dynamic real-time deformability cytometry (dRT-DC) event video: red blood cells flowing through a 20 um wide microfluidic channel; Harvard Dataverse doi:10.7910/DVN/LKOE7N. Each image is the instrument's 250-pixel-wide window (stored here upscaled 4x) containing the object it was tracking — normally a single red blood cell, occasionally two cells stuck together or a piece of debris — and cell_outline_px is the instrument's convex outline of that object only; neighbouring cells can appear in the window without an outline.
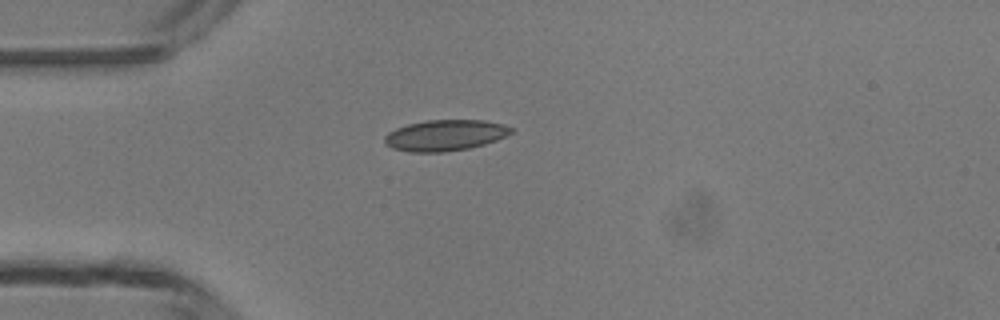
{"species": "common noctule bat (a hibernating species)", "species_latin": "Nyctalus noctula", "temperature_condition": "room temperature", "stored_images_in_passage": 1, "camera_frame_rate_fps": 3000, "um_per_image_px": 0.085, "animal": {"sex": "male", "body_mass_g": 13.3}, "frame": {"image": 1, "passage_image": 1, "time_ms": 0.0, "image_size_px": [1000, 320], "cell_outline_px": [[512, 132], [496, 140], [484, 144], [468, 148], [444, 152], [408, 152], [392, 148], [384, 144], [384, 136], [388, 132], [396, 128], [408, 124], [428, 120], [484, 120], [504, 124], [512, 128]], "centroid_in_image_um": [37.79, 11.5], "position_along_channel_um": 47.2, "area_um2": 22.83}}